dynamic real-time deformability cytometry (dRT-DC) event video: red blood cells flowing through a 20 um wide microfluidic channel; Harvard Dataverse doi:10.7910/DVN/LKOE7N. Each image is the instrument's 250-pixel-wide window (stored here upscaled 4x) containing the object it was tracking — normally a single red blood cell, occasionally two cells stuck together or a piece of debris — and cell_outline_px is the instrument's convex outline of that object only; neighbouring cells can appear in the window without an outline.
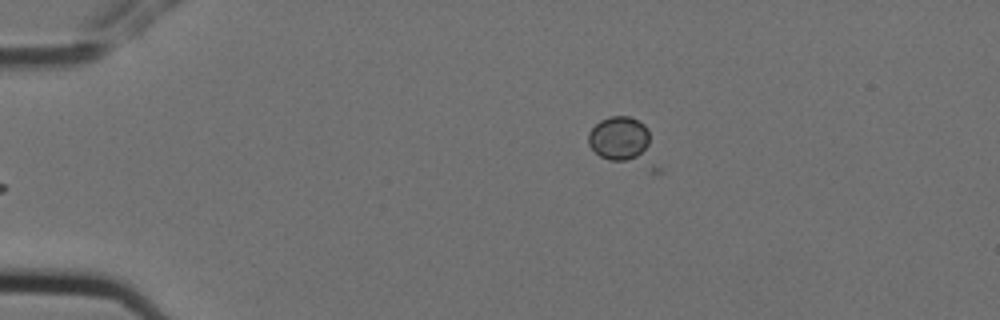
{"species": "Egyptian fruit bat (a non-hibernating species)", "species_latin": "Rousettus aegyptiacus", "temperature_condition": "cold", "stored_images_in_passage": 6, "camera_frame_rate_fps": 3000, "um_per_image_px": 0.085, "animal": {"sex": "female"}, "frame": {"image": 1, "passage_image": 6, "time_ms": 1.667, "image_size_px": [1000, 320], "cell_outline_px": [[648, 144], [636, 156], [624, 160], [608, 160], [600, 156], [588, 144], [588, 132], [600, 120], [612, 116], [628, 116], [644, 124], [648, 128]], "centroid_in_image_um": [52.56, 11.71], "position_along_channel_um": 32.4, "area_um2": 15.26}}